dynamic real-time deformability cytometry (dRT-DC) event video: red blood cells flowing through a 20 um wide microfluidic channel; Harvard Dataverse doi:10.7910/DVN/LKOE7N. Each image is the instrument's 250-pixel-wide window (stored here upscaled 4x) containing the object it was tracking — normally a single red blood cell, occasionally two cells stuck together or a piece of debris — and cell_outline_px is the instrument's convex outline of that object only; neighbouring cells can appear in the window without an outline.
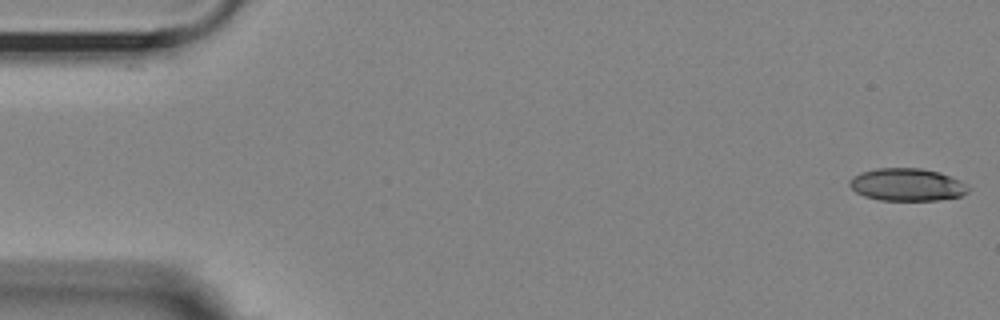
{"species": "Egyptian fruit bat (a non-hibernating species)", "species_latin": "Rousettus aegyptiacus", "temperature_condition": "room temperature", "stored_images_in_passage": 54, "camera_frame_rate_fps": 3000, "um_per_image_px": 0.085, "animal": {"sex": "female"}, "frame": {"image": 1, "passage_image": 1, "time_ms": 0.0, "image_size_px": [1000, 320], "cell_outline_px": [[972, 188], [968, 192], [960, 196], [936, 200], [880, 200], [864, 196], [856, 192], [848, 184], [848, 180], [852, 176], [860, 172], [876, 168], [920, 168], [940, 172], [960, 180], [968, 184]], "centroid_in_image_um": [77.1, 15.69], "position_along_channel_um": 7.9, "area_um2": 22.77}}
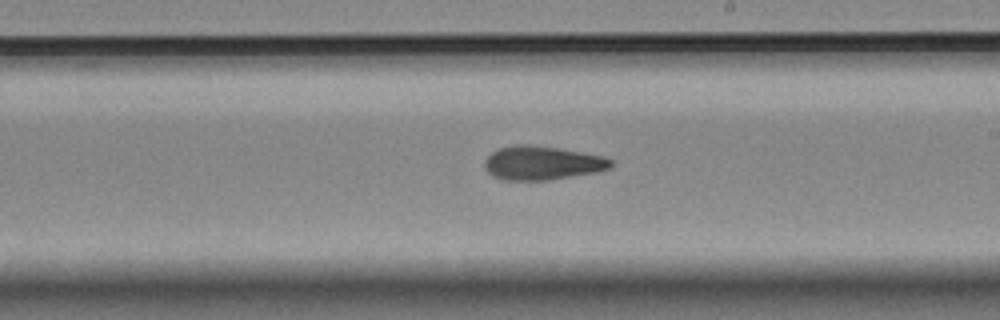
{"frame": {"image": 2, "passage_image": 31, "time_ms": 10.0, "image_size_px": [1000, 320], "cell_outline_px": [[612, 164], [608, 168], [596, 172], [548, 180], [504, 180], [492, 176], [484, 168], [484, 160], [496, 148], [516, 144], [528, 144], [560, 148], [604, 156], [612, 160]], "centroid_in_image_um": [46.04, 13.84], "position_along_channel_um": 243.0, "area_um2": 25.03}}
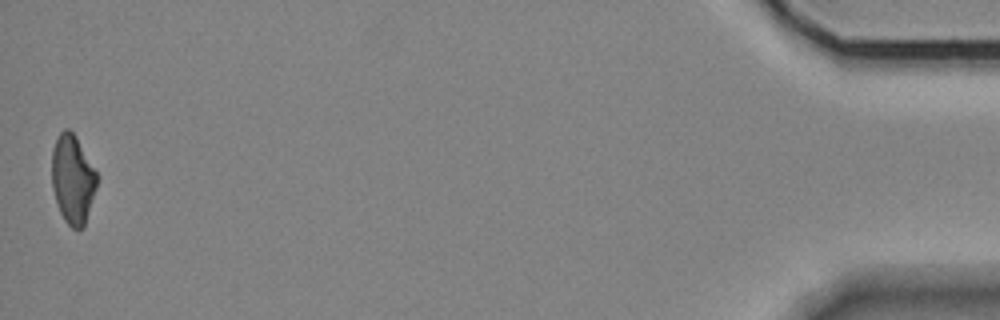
{"frame": {"image": 3, "passage_image": 54, "time_ms": 17.667, "image_size_px": [1000, 320], "cell_outline_px": [[96, 188], [84, 228], [72, 228], [64, 220], [60, 212], [52, 188], [52, 148], [60, 132], [64, 128], [68, 128], [76, 136], [96, 172]], "centroid_in_image_um": [6.16, 15.23], "position_along_channel_um": 429.0, "area_um2": 23.12}, "authors_computed_cell_mechanics": {"area_um2": 24.3338, "velocity_mm_per_s": 3.6366, "shape_relaxation_time_tau1_ms": 11.2482, "shape_relaxation_time_tau2_ms": 3.4858, "deformation_change_tau1": 0.223, "deformation_change_tau2": 0.1221}}